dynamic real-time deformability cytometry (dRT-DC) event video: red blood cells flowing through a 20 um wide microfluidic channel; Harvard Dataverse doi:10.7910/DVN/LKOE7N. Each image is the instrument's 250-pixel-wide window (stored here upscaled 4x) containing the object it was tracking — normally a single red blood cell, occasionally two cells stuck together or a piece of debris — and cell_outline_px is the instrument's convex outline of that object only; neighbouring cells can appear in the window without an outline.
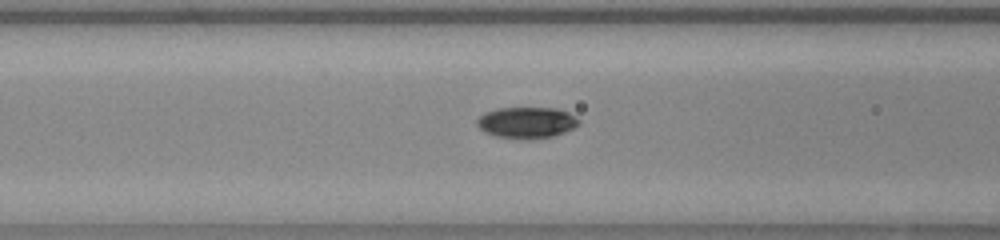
{"species": "common noctule bat (a hibernating species)", "species_latin": "Nyctalus noctula", "temperature_condition": "warm", "stored_images_in_passage": 38, "camera_frame_rate_fps": 3000, "um_per_image_px": 0.085, "animal": {"sex": "female", "body_mass_g": 23.0, "forearm_length_mm": 53.4}, "frame": {"image": 1, "passage_image": 12, "time_ms": 3.667, "image_size_px": [1000, 240], "cell_outline_px": [[580, 124], [564, 132], [552, 136], [496, 136], [484, 132], [476, 124], [476, 120], [484, 112], [496, 108], [560, 108], [576, 116], [580, 120]], "centroid_in_image_um": [44.77, 10.35], "position_along_channel_um": 121.8, "area_um2": 17.92}}
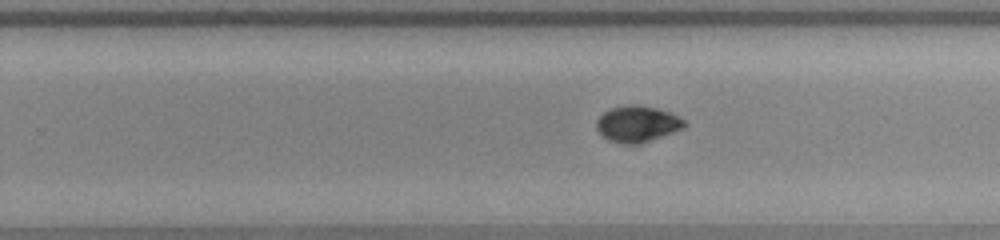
{"frame": {"image": 2, "passage_image": 24, "time_ms": 7.667, "image_size_px": [1000, 240], "cell_outline_px": [[688, 124], [684, 128], [640, 144], [624, 144], [608, 140], [596, 128], [596, 120], [604, 112], [612, 108], [628, 104], [640, 104], [672, 112], [680, 116]], "centroid_in_image_um": [54.21, 10.52], "position_along_channel_um": 275.6, "area_um2": 18.73}}
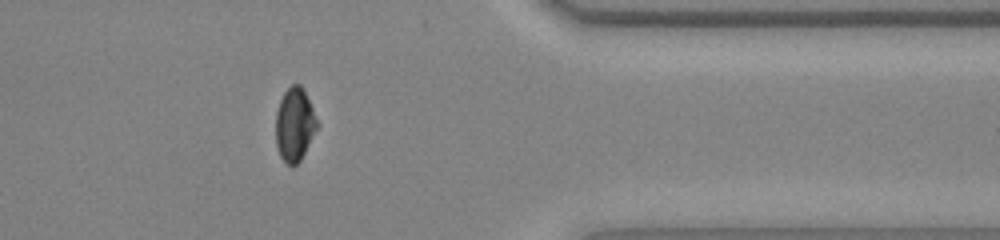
{"frame": {"image": 3, "passage_image": 34, "time_ms": 11.0, "image_size_px": [1000, 240], "cell_outline_px": [[320, 124], [300, 160], [292, 168], [280, 156], [276, 144], [276, 112], [280, 100], [284, 92], [292, 84], [300, 84], [304, 88]], "centroid_in_image_um": [25.06, 10.56], "position_along_channel_um": 386.3, "area_um2": 17.86}}